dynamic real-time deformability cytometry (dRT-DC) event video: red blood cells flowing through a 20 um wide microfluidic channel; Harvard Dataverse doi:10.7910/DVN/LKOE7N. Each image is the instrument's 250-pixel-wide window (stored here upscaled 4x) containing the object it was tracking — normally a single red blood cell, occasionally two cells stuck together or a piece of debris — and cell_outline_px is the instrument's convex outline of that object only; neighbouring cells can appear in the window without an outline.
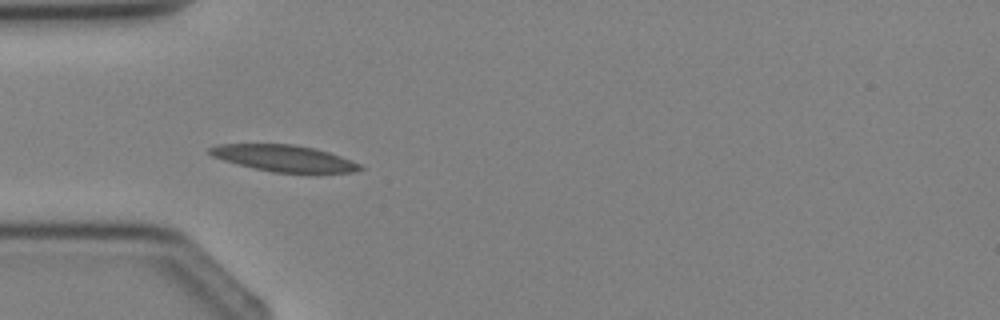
{"species": "Egyptian fruit bat (a non-hibernating species)", "species_latin": "Rousettus aegyptiacus", "temperature_condition": "cold", "stored_images_in_passage": 5, "camera_frame_rate_fps": 3000, "um_per_image_px": 0.085, "animal": {"sex": "female"}, "frame": {"image": 1, "passage_image": 4, "time_ms": 3.667, "image_size_px": [1000, 320], "cell_outline_px": [[364, 168], [356, 172], [272, 172], [252, 168], [224, 160], [212, 156], [208, 152], [208, 148], [220, 144], [292, 144], [316, 148], [340, 156], [360, 164]], "centroid_in_image_um": [24.12, 13.44], "position_along_channel_um": 60.9, "area_um2": 22.95}}
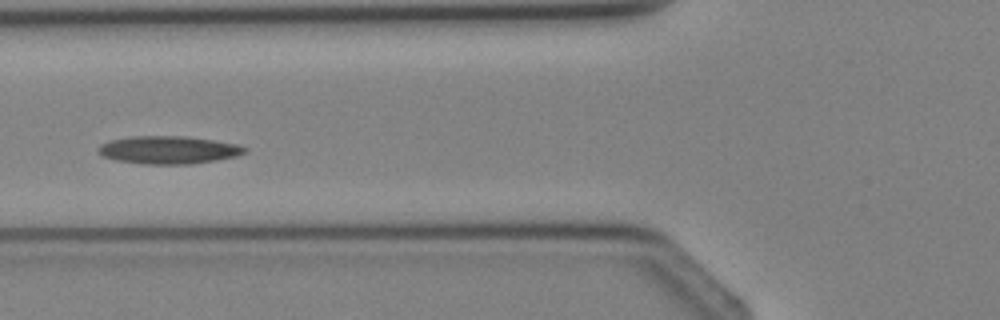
{"frame": {"image": 2, "passage_image": 5, "time_ms": 4.667, "image_size_px": [1000, 320], "cell_outline_px": [[248, 148], [244, 152], [236, 156], [216, 160], [192, 164], [148, 164], [116, 160], [104, 156], [96, 148], [100, 144], [112, 140], [132, 136], [184, 136], [212, 140], [236, 144]], "centroid_in_image_um": [14.32, 12.74], "position_along_channel_um": 111.5, "area_um2": 23.47}}